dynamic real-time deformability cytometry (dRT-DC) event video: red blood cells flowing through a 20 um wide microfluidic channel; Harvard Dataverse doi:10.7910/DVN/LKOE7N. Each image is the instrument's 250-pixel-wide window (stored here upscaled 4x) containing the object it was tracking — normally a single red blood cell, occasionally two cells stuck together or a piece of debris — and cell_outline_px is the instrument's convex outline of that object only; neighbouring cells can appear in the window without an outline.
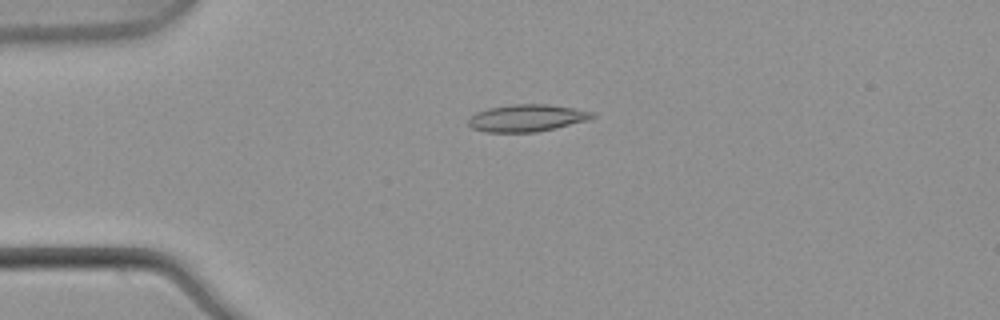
{"species": "common noctule bat (a hibernating species)", "species_latin": "Nyctalus noctula", "temperature_condition": "warm", "stored_images_in_passage": 6, "camera_frame_rate_fps": 3000, "um_per_image_px": 0.085, "animal": {"sex": "male", "body_mass_g": 21.5, "forearm_length_mm": 52.0}, "frame": {"image": 1, "passage_image": 4, "time_ms": 1.0, "image_size_px": [1000, 320], "cell_outline_px": [[596, 116], [588, 120], [556, 128], [536, 132], [488, 132], [472, 128], [468, 124], [468, 120], [476, 112], [488, 108], [512, 104], [548, 104], [596, 112]], "centroid_in_image_um": [44.81, 10.03], "position_along_channel_um": 40.2, "area_um2": 19.59}}
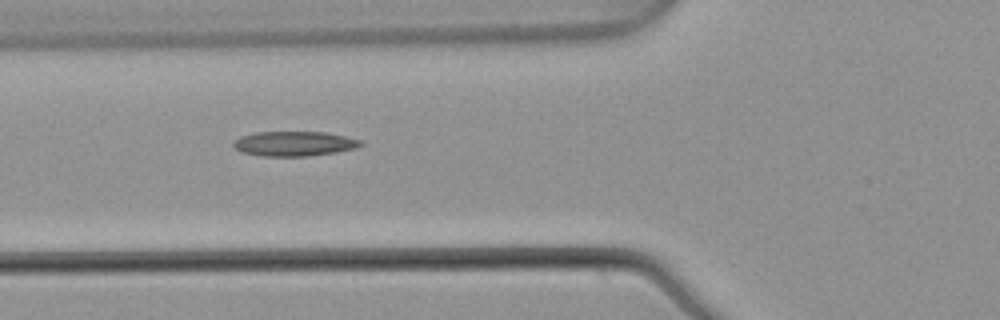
{"frame": {"image": 2, "passage_image": 6, "time_ms": 1.667, "image_size_px": [1000, 320], "cell_outline_px": [[364, 144], [356, 148], [336, 152], [308, 156], [260, 156], [240, 152], [232, 144], [232, 140], [240, 136], [256, 132], [324, 132], [364, 140]], "centroid_in_image_um": [24.99, 12.21], "position_along_channel_um": 100.8, "area_um2": 18.55}}